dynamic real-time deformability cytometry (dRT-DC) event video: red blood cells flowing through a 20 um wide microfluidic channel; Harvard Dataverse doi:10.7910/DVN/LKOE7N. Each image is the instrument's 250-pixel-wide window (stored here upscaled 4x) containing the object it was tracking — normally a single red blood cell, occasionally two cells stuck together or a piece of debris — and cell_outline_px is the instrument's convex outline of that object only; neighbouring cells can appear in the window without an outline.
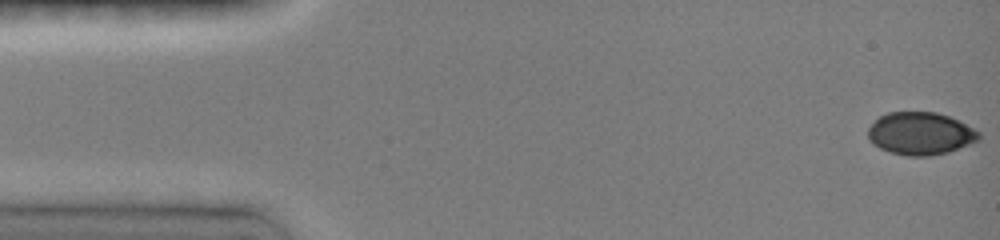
{"species": "common noctule bat (a hibernating species)", "species_latin": "Nyctalus noctula", "temperature_condition": "room temperature", "stored_images_in_passage": 63, "camera_frame_rate_fps": 3000, "um_per_image_px": 0.085, "animal": {"sex": "female", "body_mass_g": 19.0, "forearm_length_mm": 51.5}, "frame": {"image": 1, "passage_image": 1, "time_ms": 0.0, "image_size_px": [1000, 240], "cell_outline_px": [[980, 136], [976, 140], [968, 144], [948, 152], [928, 156], [908, 156], [892, 152], [880, 148], [868, 136], [868, 128], [880, 116], [888, 112], [936, 112], [948, 116], [980, 132]], "centroid_in_image_um": [78.22, 11.34], "position_along_channel_um": 6.8, "area_um2": 26.93}}
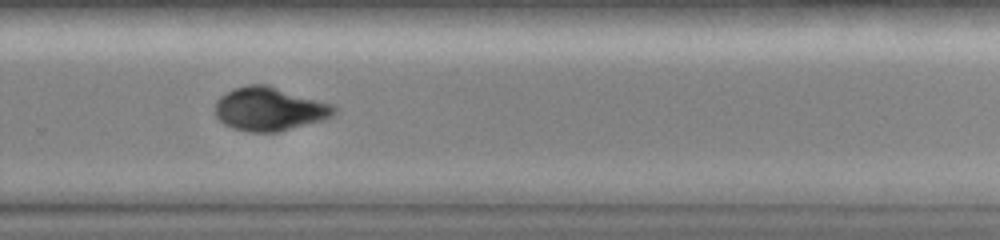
{"frame": {"image": 2, "passage_image": 43, "time_ms": 10.333, "image_size_px": [1000, 240], "cell_outline_px": [[336, 112], [332, 116], [320, 120], [276, 132], [248, 132], [232, 128], [224, 124], [216, 116], [216, 100], [220, 96], [232, 88], [248, 84], [268, 84], [336, 104]], "centroid_in_image_um": [22.91, 9.23], "position_along_channel_um": 306.9, "area_um2": 30.46}}
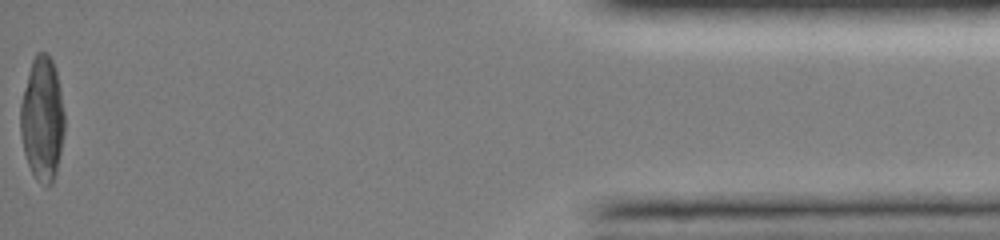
{"frame": {"image": 3, "passage_image": 63, "time_ms": 15.333, "image_size_px": [1000, 240], "cell_outline_px": [[64, 132], [56, 172], [52, 184], [48, 188], [44, 188], [36, 180], [28, 164], [24, 152], [20, 132], [20, 104], [28, 72], [32, 60], [36, 52], [48, 52], [56, 68], [60, 88], [64, 112]], "centroid_in_image_um": [3.59, 10.11], "position_along_channel_um": 431.6, "area_um2": 32.25}}